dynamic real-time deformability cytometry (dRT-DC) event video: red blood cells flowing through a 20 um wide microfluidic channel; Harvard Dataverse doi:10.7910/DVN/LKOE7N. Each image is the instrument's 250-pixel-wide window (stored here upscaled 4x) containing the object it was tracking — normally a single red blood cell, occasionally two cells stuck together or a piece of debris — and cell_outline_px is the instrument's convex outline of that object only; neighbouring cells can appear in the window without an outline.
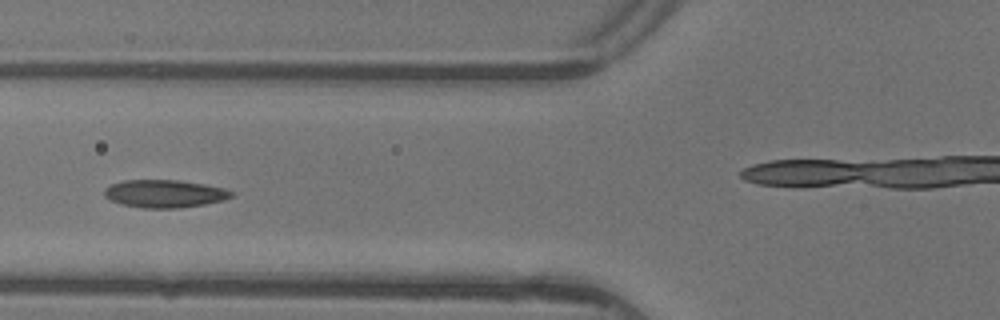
{"species": "common noctule bat (a hibernating species)", "species_latin": "Nyctalus noctula", "temperature_condition": "warm", "stored_images_in_passage": 6, "camera_frame_rate_fps": 3000, "um_per_image_px": 0.085, "animal": {"sex": "female"}, "frame": {"image": 1, "passage_image": 4, "time_ms": 1.0, "image_size_px": [1000, 320], "cell_outline_px": [[232, 196], [224, 200], [204, 204], [180, 208], [140, 208], [120, 204], [104, 196], [104, 188], [112, 184], [124, 180], [180, 180], [204, 184], [224, 188], [232, 192]], "centroid_in_image_um": [13.97, 16.46], "position_along_channel_um": 111.8, "area_um2": 20.58}}
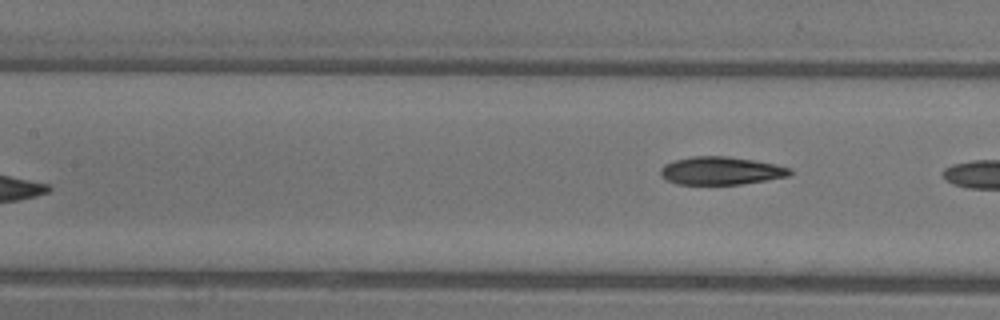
{"frame": {"image": 2, "passage_image": 6, "time_ms": 1.667, "image_size_px": [1000, 320], "cell_outline_px": [[792, 172], [788, 176], [740, 184], [676, 184], [668, 180], [660, 172], [660, 168], [664, 164], [672, 160], [692, 156], [728, 156], [776, 164], [792, 168]], "centroid_in_image_um": [61.27, 14.5], "position_along_channel_um": 146.1, "area_um2": 20.98}}